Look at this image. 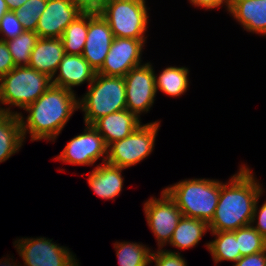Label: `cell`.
<instances>
[{"label": "cell", "mask_w": 266, "mask_h": 266, "mask_svg": "<svg viewBox=\"0 0 266 266\" xmlns=\"http://www.w3.org/2000/svg\"><path fill=\"white\" fill-rule=\"evenodd\" d=\"M263 193L251 170L242 165L228 183L220 182V196L210 232L235 231L251 224L256 200Z\"/></svg>", "instance_id": "1"}, {"label": "cell", "mask_w": 266, "mask_h": 266, "mask_svg": "<svg viewBox=\"0 0 266 266\" xmlns=\"http://www.w3.org/2000/svg\"><path fill=\"white\" fill-rule=\"evenodd\" d=\"M77 109L78 99L74 91L51 85L24 109L29 113L25 121L22 113H18L23 139L29 133L31 141L44 139L54 142Z\"/></svg>", "instance_id": "2"}, {"label": "cell", "mask_w": 266, "mask_h": 266, "mask_svg": "<svg viewBox=\"0 0 266 266\" xmlns=\"http://www.w3.org/2000/svg\"><path fill=\"white\" fill-rule=\"evenodd\" d=\"M175 201L182 215L209 223L215 213L220 181L215 179H185L164 189Z\"/></svg>", "instance_id": "3"}, {"label": "cell", "mask_w": 266, "mask_h": 266, "mask_svg": "<svg viewBox=\"0 0 266 266\" xmlns=\"http://www.w3.org/2000/svg\"><path fill=\"white\" fill-rule=\"evenodd\" d=\"M87 93L78 99V109L84 111L85 124L92 125L97 119L126 108L124 77L96 73Z\"/></svg>", "instance_id": "4"}, {"label": "cell", "mask_w": 266, "mask_h": 266, "mask_svg": "<svg viewBox=\"0 0 266 266\" xmlns=\"http://www.w3.org/2000/svg\"><path fill=\"white\" fill-rule=\"evenodd\" d=\"M52 78L29 66H15L0 78V104L25 109L50 86Z\"/></svg>", "instance_id": "5"}, {"label": "cell", "mask_w": 266, "mask_h": 266, "mask_svg": "<svg viewBox=\"0 0 266 266\" xmlns=\"http://www.w3.org/2000/svg\"><path fill=\"white\" fill-rule=\"evenodd\" d=\"M145 0H110L100 12L114 37L146 39L148 9Z\"/></svg>", "instance_id": "6"}, {"label": "cell", "mask_w": 266, "mask_h": 266, "mask_svg": "<svg viewBox=\"0 0 266 266\" xmlns=\"http://www.w3.org/2000/svg\"><path fill=\"white\" fill-rule=\"evenodd\" d=\"M159 126V121L140 125L124 139L111 143L106 163L127 169L141 162L152 153Z\"/></svg>", "instance_id": "7"}, {"label": "cell", "mask_w": 266, "mask_h": 266, "mask_svg": "<svg viewBox=\"0 0 266 266\" xmlns=\"http://www.w3.org/2000/svg\"><path fill=\"white\" fill-rule=\"evenodd\" d=\"M14 245L24 261V266H79L73 253L67 247L53 243L52 239L22 238L15 241ZM9 261L10 258H6L4 262H0V266H20Z\"/></svg>", "instance_id": "8"}, {"label": "cell", "mask_w": 266, "mask_h": 266, "mask_svg": "<svg viewBox=\"0 0 266 266\" xmlns=\"http://www.w3.org/2000/svg\"><path fill=\"white\" fill-rule=\"evenodd\" d=\"M146 221L161 249L171 241L174 230L182 218L175 201L163 189L160 198H150L144 203Z\"/></svg>", "instance_id": "9"}, {"label": "cell", "mask_w": 266, "mask_h": 266, "mask_svg": "<svg viewBox=\"0 0 266 266\" xmlns=\"http://www.w3.org/2000/svg\"><path fill=\"white\" fill-rule=\"evenodd\" d=\"M126 108L139 119L148 112L156 96L155 72L150 62L130 69L124 76Z\"/></svg>", "instance_id": "10"}, {"label": "cell", "mask_w": 266, "mask_h": 266, "mask_svg": "<svg viewBox=\"0 0 266 266\" xmlns=\"http://www.w3.org/2000/svg\"><path fill=\"white\" fill-rule=\"evenodd\" d=\"M84 132L72 138L57 156L58 161L73 165H93L100 157L107 160V145L102 135L92 126L85 124Z\"/></svg>", "instance_id": "11"}, {"label": "cell", "mask_w": 266, "mask_h": 266, "mask_svg": "<svg viewBox=\"0 0 266 266\" xmlns=\"http://www.w3.org/2000/svg\"><path fill=\"white\" fill-rule=\"evenodd\" d=\"M146 39L114 37L102 68L97 72L106 76L124 77L142 63V49Z\"/></svg>", "instance_id": "12"}, {"label": "cell", "mask_w": 266, "mask_h": 266, "mask_svg": "<svg viewBox=\"0 0 266 266\" xmlns=\"http://www.w3.org/2000/svg\"><path fill=\"white\" fill-rule=\"evenodd\" d=\"M114 35L100 13H88V33L82 56L98 72L110 50Z\"/></svg>", "instance_id": "13"}, {"label": "cell", "mask_w": 266, "mask_h": 266, "mask_svg": "<svg viewBox=\"0 0 266 266\" xmlns=\"http://www.w3.org/2000/svg\"><path fill=\"white\" fill-rule=\"evenodd\" d=\"M81 13L72 0H47L35 32L40 38H61L66 27Z\"/></svg>", "instance_id": "14"}, {"label": "cell", "mask_w": 266, "mask_h": 266, "mask_svg": "<svg viewBox=\"0 0 266 266\" xmlns=\"http://www.w3.org/2000/svg\"><path fill=\"white\" fill-rule=\"evenodd\" d=\"M59 70V72H58ZM57 76L52 77V85L68 89L80 86L84 82L90 83L94 80L96 71L82 55L64 54L58 68Z\"/></svg>", "instance_id": "15"}, {"label": "cell", "mask_w": 266, "mask_h": 266, "mask_svg": "<svg viewBox=\"0 0 266 266\" xmlns=\"http://www.w3.org/2000/svg\"><path fill=\"white\" fill-rule=\"evenodd\" d=\"M140 125L141 120L127 109L103 116L92 124L102 135L107 147L130 135Z\"/></svg>", "instance_id": "16"}, {"label": "cell", "mask_w": 266, "mask_h": 266, "mask_svg": "<svg viewBox=\"0 0 266 266\" xmlns=\"http://www.w3.org/2000/svg\"><path fill=\"white\" fill-rule=\"evenodd\" d=\"M64 47L60 38H38L33 48L28 66L51 78L58 74L57 68L64 56Z\"/></svg>", "instance_id": "17"}, {"label": "cell", "mask_w": 266, "mask_h": 266, "mask_svg": "<svg viewBox=\"0 0 266 266\" xmlns=\"http://www.w3.org/2000/svg\"><path fill=\"white\" fill-rule=\"evenodd\" d=\"M228 12L244 30L266 35V0H236Z\"/></svg>", "instance_id": "18"}, {"label": "cell", "mask_w": 266, "mask_h": 266, "mask_svg": "<svg viewBox=\"0 0 266 266\" xmlns=\"http://www.w3.org/2000/svg\"><path fill=\"white\" fill-rule=\"evenodd\" d=\"M122 170L108 163L99 164L88 177V184L96 195L102 199H114L123 188Z\"/></svg>", "instance_id": "19"}, {"label": "cell", "mask_w": 266, "mask_h": 266, "mask_svg": "<svg viewBox=\"0 0 266 266\" xmlns=\"http://www.w3.org/2000/svg\"><path fill=\"white\" fill-rule=\"evenodd\" d=\"M24 142L18 114H0V163L17 153Z\"/></svg>", "instance_id": "20"}, {"label": "cell", "mask_w": 266, "mask_h": 266, "mask_svg": "<svg viewBox=\"0 0 266 266\" xmlns=\"http://www.w3.org/2000/svg\"><path fill=\"white\" fill-rule=\"evenodd\" d=\"M208 230L209 224L207 222L182 216L169 244L183 250L195 247Z\"/></svg>", "instance_id": "21"}, {"label": "cell", "mask_w": 266, "mask_h": 266, "mask_svg": "<svg viewBox=\"0 0 266 266\" xmlns=\"http://www.w3.org/2000/svg\"><path fill=\"white\" fill-rule=\"evenodd\" d=\"M188 74L186 67H166L158 77L155 74L156 92L160 90L171 97L183 95L189 87Z\"/></svg>", "instance_id": "22"}, {"label": "cell", "mask_w": 266, "mask_h": 266, "mask_svg": "<svg viewBox=\"0 0 266 266\" xmlns=\"http://www.w3.org/2000/svg\"><path fill=\"white\" fill-rule=\"evenodd\" d=\"M216 237L206 243L214 262L217 264L222 261L237 262L241 258V252L238 249V241L235 238L234 231L211 232Z\"/></svg>", "instance_id": "23"}, {"label": "cell", "mask_w": 266, "mask_h": 266, "mask_svg": "<svg viewBox=\"0 0 266 266\" xmlns=\"http://www.w3.org/2000/svg\"><path fill=\"white\" fill-rule=\"evenodd\" d=\"M88 33V13L78 15L60 38L66 54L82 55Z\"/></svg>", "instance_id": "24"}, {"label": "cell", "mask_w": 266, "mask_h": 266, "mask_svg": "<svg viewBox=\"0 0 266 266\" xmlns=\"http://www.w3.org/2000/svg\"><path fill=\"white\" fill-rule=\"evenodd\" d=\"M116 256L120 266H148L152 250L136 242H115Z\"/></svg>", "instance_id": "25"}, {"label": "cell", "mask_w": 266, "mask_h": 266, "mask_svg": "<svg viewBox=\"0 0 266 266\" xmlns=\"http://www.w3.org/2000/svg\"><path fill=\"white\" fill-rule=\"evenodd\" d=\"M38 38L35 31L24 30L15 38L5 41L15 66H28L31 52Z\"/></svg>", "instance_id": "26"}, {"label": "cell", "mask_w": 266, "mask_h": 266, "mask_svg": "<svg viewBox=\"0 0 266 266\" xmlns=\"http://www.w3.org/2000/svg\"><path fill=\"white\" fill-rule=\"evenodd\" d=\"M241 257L266 250V239L250 224L234 231Z\"/></svg>", "instance_id": "27"}, {"label": "cell", "mask_w": 266, "mask_h": 266, "mask_svg": "<svg viewBox=\"0 0 266 266\" xmlns=\"http://www.w3.org/2000/svg\"><path fill=\"white\" fill-rule=\"evenodd\" d=\"M46 5L47 0H27L14 11L21 21L24 30L36 31L39 18L46 9Z\"/></svg>", "instance_id": "28"}, {"label": "cell", "mask_w": 266, "mask_h": 266, "mask_svg": "<svg viewBox=\"0 0 266 266\" xmlns=\"http://www.w3.org/2000/svg\"><path fill=\"white\" fill-rule=\"evenodd\" d=\"M24 31L23 26L19 18L16 16L14 11H8L0 19V34L2 38L0 40L7 41L15 38Z\"/></svg>", "instance_id": "29"}, {"label": "cell", "mask_w": 266, "mask_h": 266, "mask_svg": "<svg viewBox=\"0 0 266 266\" xmlns=\"http://www.w3.org/2000/svg\"><path fill=\"white\" fill-rule=\"evenodd\" d=\"M155 262V266H187V262L179 252L159 249L152 252L150 263Z\"/></svg>", "instance_id": "30"}, {"label": "cell", "mask_w": 266, "mask_h": 266, "mask_svg": "<svg viewBox=\"0 0 266 266\" xmlns=\"http://www.w3.org/2000/svg\"><path fill=\"white\" fill-rule=\"evenodd\" d=\"M257 198L255 206H254V213L251 221V225L266 239V201L262 204L258 211V199ZM258 218V219H257ZM256 226L253 224L256 223Z\"/></svg>", "instance_id": "31"}, {"label": "cell", "mask_w": 266, "mask_h": 266, "mask_svg": "<svg viewBox=\"0 0 266 266\" xmlns=\"http://www.w3.org/2000/svg\"><path fill=\"white\" fill-rule=\"evenodd\" d=\"M83 13H100L110 0H72Z\"/></svg>", "instance_id": "32"}, {"label": "cell", "mask_w": 266, "mask_h": 266, "mask_svg": "<svg viewBox=\"0 0 266 266\" xmlns=\"http://www.w3.org/2000/svg\"><path fill=\"white\" fill-rule=\"evenodd\" d=\"M15 67L12 56L4 40H0V78Z\"/></svg>", "instance_id": "33"}, {"label": "cell", "mask_w": 266, "mask_h": 266, "mask_svg": "<svg viewBox=\"0 0 266 266\" xmlns=\"http://www.w3.org/2000/svg\"><path fill=\"white\" fill-rule=\"evenodd\" d=\"M233 266H266V250L242 256Z\"/></svg>", "instance_id": "34"}, {"label": "cell", "mask_w": 266, "mask_h": 266, "mask_svg": "<svg viewBox=\"0 0 266 266\" xmlns=\"http://www.w3.org/2000/svg\"><path fill=\"white\" fill-rule=\"evenodd\" d=\"M192 5L197 7H203L205 9H213L226 5V9L229 10L228 0H189Z\"/></svg>", "instance_id": "35"}, {"label": "cell", "mask_w": 266, "mask_h": 266, "mask_svg": "<svg viewBox=\"0 0 266 266\" xmlns=\"http://www.w3.org/2000/svg\"><path fill=\"white\" fill-rule=\"evenodd\" d=\"M9 11H15L21 7L27 0H5Z\"/></svg>", "instance_id": "36"}, {"label": "cell", "mask_w": 266, "mask_h": 266, "mask_svg": "<svg viewBox=\"0 0 266 266\" xmlns=\"http://www.w3.org/2000/svg\"><path fill=\"white\" fill-rule=\"evenodd\" d=\"M9 9L7 7L5 0H0V19L4 16L6 12H8Z\"/></svg>", "instance_id": "37"}, {"label": "cell", "mask_w": 266, "mask_h": 266, "mask_svg": "<svg viewBox=\"0 0 266 266\" xmlns=\"http://www.w3.org/2000/svg\"><path fill=\"white\" fill-rule=\"evenodd\" d=\"M10 109H11V107H8V108L5 109V107L2 108L0 106V114L1 113H15V114H18V112H14V111L12 112Z\"/></svg>", "instance_id": "38"}, {"label": "cell", "mask_w": 266, "mask_h": 266, "mask_svg": "<svg viewBox=\"0 0 266 266\" xmlns=\"http://www.w3.org/2000/svg\"><path fill=\"white\" fill-rule=\"evenodd\" d=\"M234 1H236V0H228V4H229V6H230Z\"/></svg>", "instance_id": "39"}]
</instances>
